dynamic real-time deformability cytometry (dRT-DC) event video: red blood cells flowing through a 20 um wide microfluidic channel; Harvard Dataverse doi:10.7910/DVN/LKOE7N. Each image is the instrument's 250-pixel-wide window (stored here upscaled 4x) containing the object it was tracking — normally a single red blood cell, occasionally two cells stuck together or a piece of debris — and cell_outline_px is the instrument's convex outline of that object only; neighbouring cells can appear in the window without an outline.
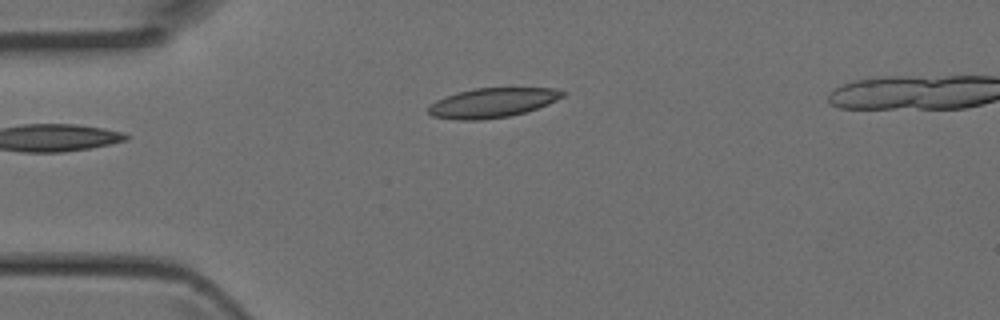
{"species": "Egyptian fruit bat (a non-hibernating species)", "species_latin": "Rousettus aegyptiacus", "temperature_condition": "room temperature", "stored_images_in_passage": 2, "camera_frame_rate_fps": 3000, "um_per_image_px": 0.085, "animal": {"sex": "female"}, "frame": {"image": 1, "passage_image": 1, "time_ms": 0.0, "image_size_px": [1000, 320], "cell_outline_px": [[568, 92], [564, 96], [548, 104], [524, 112], [508, 116], [480, 120], [456, 120], [432, 116], [428, 112], [428, 108], [436, 100], [456, 92], [476, 88], [552, 88]], "centroid_in_image_um": [41.85, 8.73], "position_along_channel_um": 43.2, "area_um2": 23.0}}